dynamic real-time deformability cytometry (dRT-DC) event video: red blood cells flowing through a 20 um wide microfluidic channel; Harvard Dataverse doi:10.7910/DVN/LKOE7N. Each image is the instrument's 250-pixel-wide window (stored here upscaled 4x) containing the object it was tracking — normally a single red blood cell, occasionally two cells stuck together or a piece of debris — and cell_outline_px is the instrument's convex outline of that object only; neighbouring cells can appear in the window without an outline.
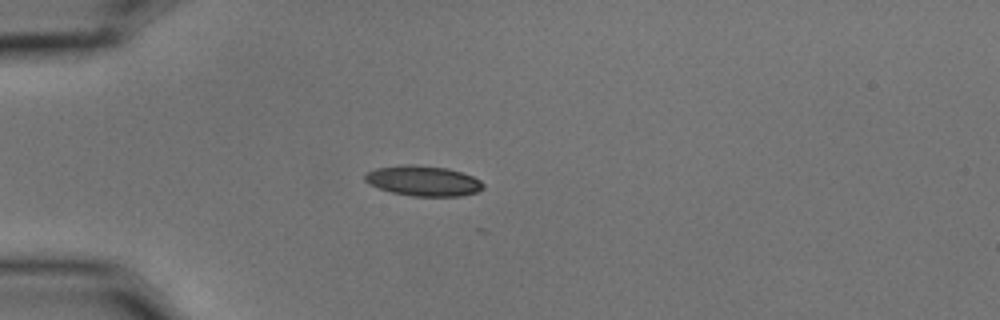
{"species": "common noctule bat (a hibernating species)", "species_latin": "Nyctalus noctula", "temperature_condition": "cold", "stored_images_in_passage": 1, "camera_frame_rate_fps": 3000, "um_per_image_px": 0.085, "animal": {"sex": "male", "body_mass_g": 15.6}, "frame": {"image": 1, "passage_image": 1, "time_ms": 0.0, "image_size_px": [1000, 320], "cell_outline_px": [[484, 188], [476, 192], [460, 196], [412, 196], [392, 192], [380, 188], [364, 180], [364, 176], [368, 172], [376, 168], [404, 164], [416, 164], [448, 168], [472, 176], [480, 180], [484, 184]], "centroid_in_image_um": [36.0, 15.36], "position_along_channel_um": 49.0, "area_um2": 20.75}}